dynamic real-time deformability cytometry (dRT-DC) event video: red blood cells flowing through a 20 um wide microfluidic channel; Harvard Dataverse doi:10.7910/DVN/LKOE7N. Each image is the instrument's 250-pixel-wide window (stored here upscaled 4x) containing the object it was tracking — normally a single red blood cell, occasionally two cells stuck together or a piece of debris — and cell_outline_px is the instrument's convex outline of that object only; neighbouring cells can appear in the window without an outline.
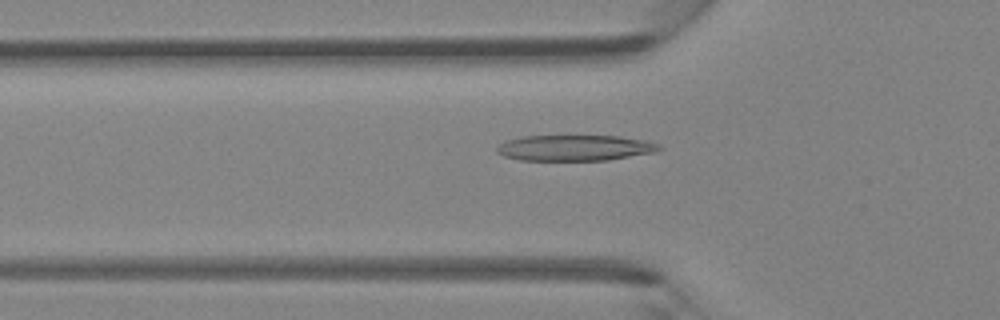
{"species": "Egyptian fruit bat (a non-hibernating species)", "species_latin": "Rousettus aegyptiacus", "temperature_condition": "room temperature", "stored_images_in_passage": 34, "camera_frame_rate_fps": 3000, "um_per_image_px": 0.085, "animal": {"sex": "female"}, "frame": {"image": 1, "passage_image": 4, "time_ms": 1.0, "image_size_px": [1000, 320], "cell_outline_px": [[664, 148], [656, 152], [608, 160], [520, 160], [504, 156], [496, 152], [496, 148], [500, 144], [508, 140], [524, 136], [620, 136], [644, 140], [656, 144]], "centroid_in_image_um": [48.87, 12.57], "position_along_channel_um": 76.9, "area_um2": 24.28}}
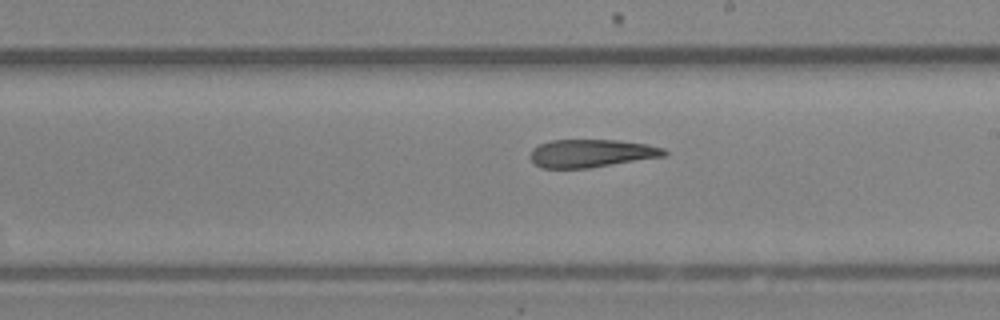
{"frame": {"image": 2, "passage_image": 15, "time_ms": 4.667, "image_size_px": [1000, 320], "cell_outline_px": [[668, 152], [664, 156], [588, 168], [540, 168], [532, 160], [532, 148], [540, 144], [552, 140], [616, 140], [648, 144], [664, 148]], "centroid_in_image_um": [50.28, 13.03], "position_along_channel_um": 238.7, "area_um2": 21.62}}
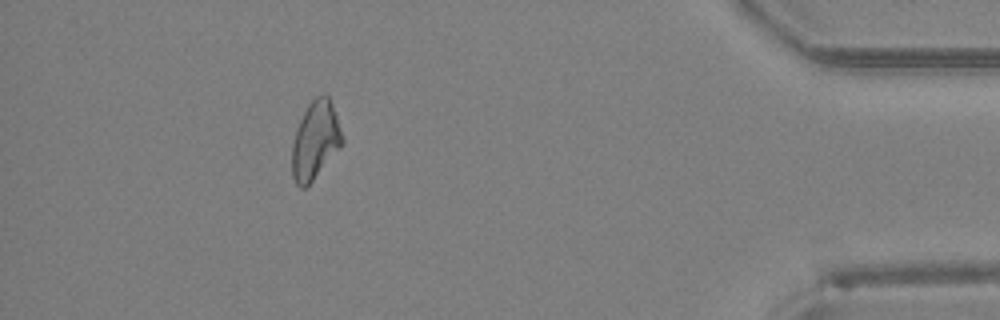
{"frame": {"image": 3, "passage_image": 30, "time_ms": 9.667, "image_size_px": [1000, 320], "cell_outline_px": [[344, 144], [312, 180], [304, 188], [300, 188], [296, 184], [292, 176], [292, 144], [300, 120], [308, 104], [316, 96], [324, 92], [328, 96], [332, 104], [344, 140]], "centroid_in_image_um": [26.8, 11.92], "position_along_channel_um": 408.4, "area_um2": 22.6}}